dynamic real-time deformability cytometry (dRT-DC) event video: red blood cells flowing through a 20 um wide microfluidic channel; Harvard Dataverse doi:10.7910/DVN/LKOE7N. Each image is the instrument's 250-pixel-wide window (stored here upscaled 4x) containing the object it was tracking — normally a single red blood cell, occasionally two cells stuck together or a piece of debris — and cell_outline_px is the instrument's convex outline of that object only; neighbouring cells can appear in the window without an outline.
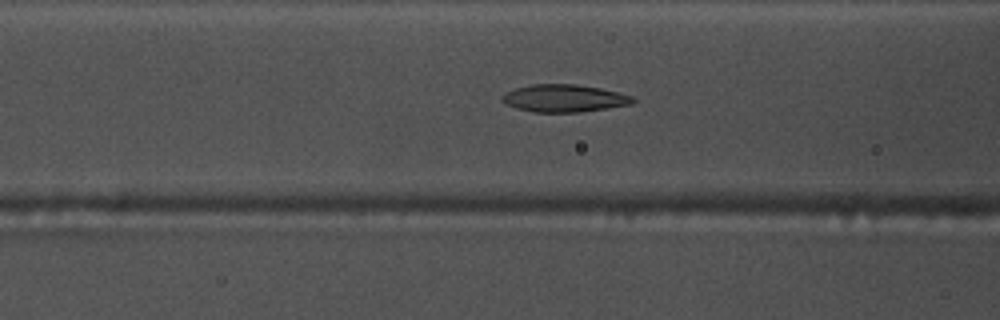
{"species": "common noctule bat (a hibernating species)", "species_latin": "Nyctalus noctula", "temperature_condition": "warm", "stored_images_in_passage": 53, "camera_frame_rate_fps": 3000, "um_per_image_px": 0.085, "animal": {"sex": "male", "body_mass_g": 17.5, "forearm_length_mm": 52.3}, "frame": {"image": 1, "passage_image": 20, "time_ms": 6.333, "image_size_px": [1000, 320], "cell_outline_px": [[636, 100], [632, 104], [608, 108], [580, 112], [532, 112], [516, 108], [500, 100], [500, 96], [516, 88], [532, 84], [576, 84], [600, 88], [632, 96]], "centroid_in_image_um": [47.95, 8.35], "position_along_channel_um": 118.6, "area_um2": 20.87}}
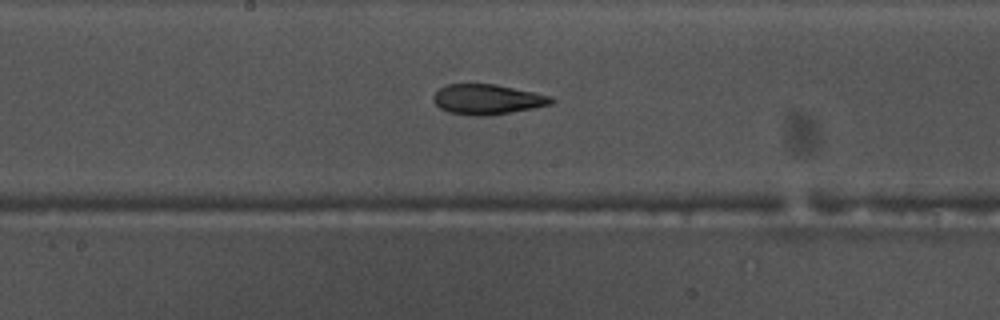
{"frame": {"image": 2, "passage_image": 27, "time_ms": 8.667, "image_size_px": [1000, 320], "cell_outline_px": [[556, 100], [552, 104], [512, 112], [488, 116], [468, 116], [448, 112], [440, 108], [432, 100], [432, 96], [440, 88], [448, 84], [496, 84], [552, 96]], "centroid_in_image_um": [41.42, 8.45], "position_along_channel_um": 206.8, "area_um2": 20.87}}
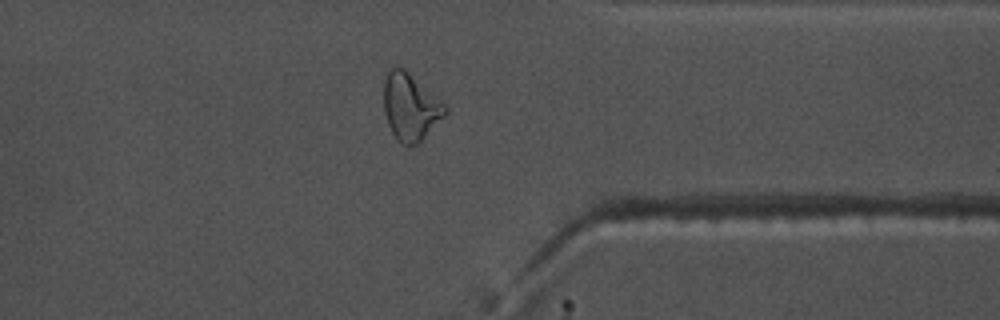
{"frame": {"image": 3, "passage_image": 41, "time_ms": 13.333, "image_size_px": [1000, 320], "cell_outline_px": [[448, 112], [420, 144], [400, 144], [392, 132], [388, 124], [384, 112], [384, 80], [388, 68], [404, 68], [440, 100], [448, 108]], "centroid_in_image_um": [34.88, 9.11], "position_along_channel_um": 376.5, "area_um2": 23.93}, "authors_computed_cell_mechanics": {"area_um2": 21.6172, "velocity_mm_per_s": 3.7905, "shape_relaxation_time_tau1_ms": null, "shape_relaxation_time_tau2_ms": 3.7481, "deformation_change_tau1": null, "deformation_change_tau2": 0.1248}}